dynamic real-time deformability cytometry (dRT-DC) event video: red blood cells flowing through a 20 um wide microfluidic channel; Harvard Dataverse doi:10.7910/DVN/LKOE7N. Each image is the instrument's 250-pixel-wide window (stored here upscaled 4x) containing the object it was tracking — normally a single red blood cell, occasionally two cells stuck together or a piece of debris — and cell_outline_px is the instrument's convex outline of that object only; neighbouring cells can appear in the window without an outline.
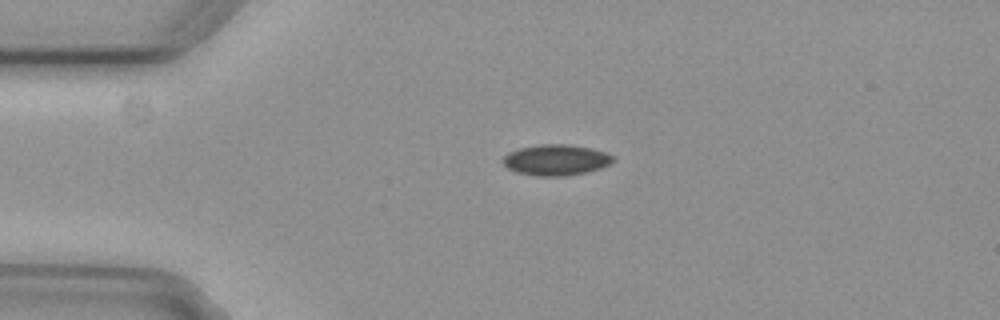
{"species": "common noctule bat (a hibernating species)", "species_latin": "Nyctalus noctula", "temperature_condition": "cold", "stored_images_in_passage": 2, "camera_frame_rate_fps": 3000, "um_per_image_px": 0.085, "animal": {"sex": "female", "body_mass_g": 29.2, "forearm_length_mm": 56.3}, "frame": {"image": 1, "passage_image": 2, "time_ms": 0.333, "image_size_px": [1000, 320], "cell_outline_px": [[616, 160], [600, 168], [568, 176], [536, 176], [516, 172], [508, 168], [504, 164], [504, 156], [508, 152], [520, 148], [540, 144], [568, 144], [588, 148], [604, 152], [612, 156]], "centroid_in_image_um": [47.24, 13.6], "position_along_channel_um": 37.8, "area_um2": 19.59}}